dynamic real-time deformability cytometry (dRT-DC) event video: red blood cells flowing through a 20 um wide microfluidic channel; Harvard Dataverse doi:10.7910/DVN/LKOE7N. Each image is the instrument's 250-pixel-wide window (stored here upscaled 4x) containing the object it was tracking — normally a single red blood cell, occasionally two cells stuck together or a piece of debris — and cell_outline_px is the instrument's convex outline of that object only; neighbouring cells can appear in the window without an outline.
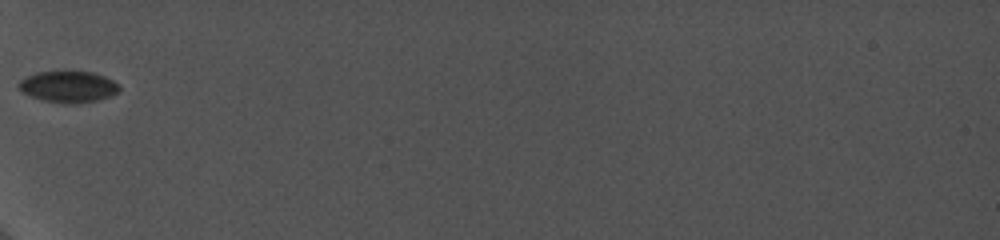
{"species": "common noctule bat (a hibernating species)", "species_latin": "Nyctalus noctula", "temperature_condition": "cold", "stored_images_in_passage": 6, "camera_frame_rate_fps": 5000, "um_per_image_px": 0.085, "animal": {"sex": "female", "body_mass_g": 19.0, "forearm_length_mm": 56.7}, "frame": {"image": 1, "passage_image": 1, "time_ms": 0.0, "image_size_px": [1000, 240], "cell_outline_px": [[120, 88], [116, 92], [108, 96], [96, 100], [44, 100], [32, 96], [16, 88], [16, 84], [20, 80], [36, 72], [64, 68], [92, 72], [104, 76], [120, 84]], "centroid_in_image_um": [5.76, 7.25], "position_along_channel_um": 79.2, "area_um2": 18.09}}
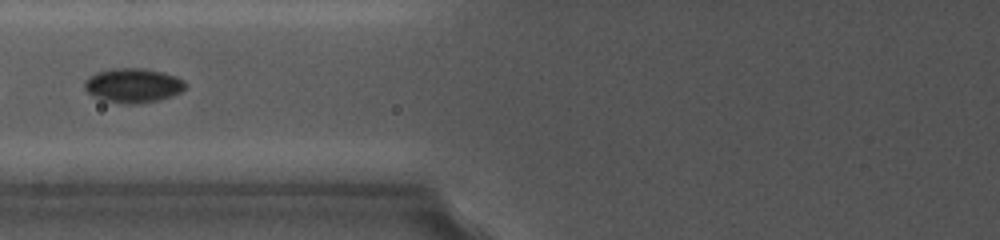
{"frame": {"image": 2, "passage_image": 3, "time_ms": 1.0, "image_size_px": [1000, 240], "cell_outline_px": [[188, 84], [180, 92], [172, 96], [156, 100], [136, 104], [124, 104], [104, 100], [92, 96], [84, 88], [84, 80], [88, 76], [96, 72], [112, 68], [144, 68], [176, 76], [184, 80]], "centroid_in_image_um": [11.28, 7.25], "position_along_channel_um": 114.5, "area_um2": 20.29}}